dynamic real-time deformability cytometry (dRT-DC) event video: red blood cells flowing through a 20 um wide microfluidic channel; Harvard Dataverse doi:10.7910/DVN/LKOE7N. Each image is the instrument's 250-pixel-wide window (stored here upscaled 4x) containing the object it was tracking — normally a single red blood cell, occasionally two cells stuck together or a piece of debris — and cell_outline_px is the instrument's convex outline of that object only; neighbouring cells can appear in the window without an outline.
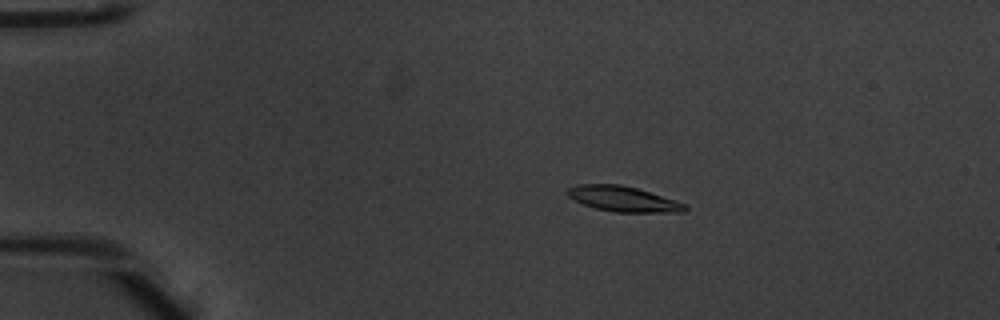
{"species": "common noctule bat (a hibernating species)", "species_latin": "Nyctalus noctula", "temperature_condition": "warm", "stored_images_in_passage": 51, "camera_frame_rate_fps": 3000, "um_per_image_px": 0.085, "animal": {"sex": "male", "body_mass_g": 20.1, "forearm_length_mm": 53.5}, "frame": {"image": 1, "passage_image": 10, "time_ms": 3.0, "image_size_px": [1000, 320], "cell_outline_px": [[688, 208], [684, 212], [616, 212], [596, 208], [584, 204], [568, 196], [564, 192], [568, 188], [576, 184], [620, 184], [636, 188], [676, 200], [688, 204]], "centroid_in_image_um": [52.98, 16.9], "position_along_channel_um": 32.0, "area_um2": 17.34}}
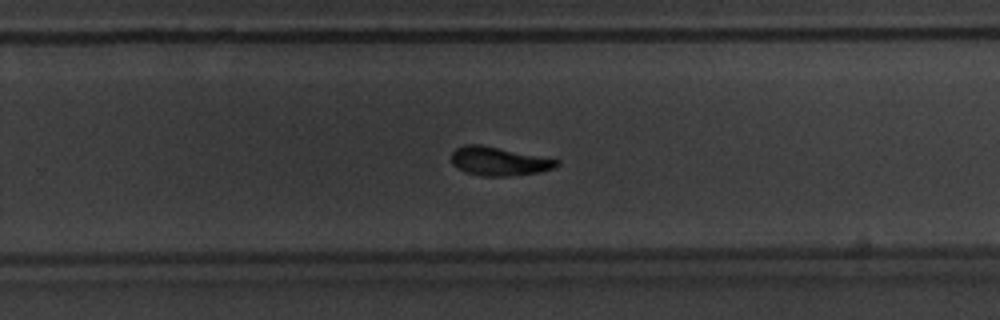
{"frame": {"image": 2, "passage_image": 34, "time_ms": 11.0, "image_size_px": [1000, 320], "cell_outline_px": [[560, 164], [552, 168], [536, 172], [508, 176], [484, 176], [468, 172], [456, 168], [452, 164], [452, 152], [456, 148], [464, 144], [480, 144], [560, 160]], "centroid_in_image_um": [42.37, 13.69], "position_along_channel_um": 287.4, "area_um2": 17.34}}
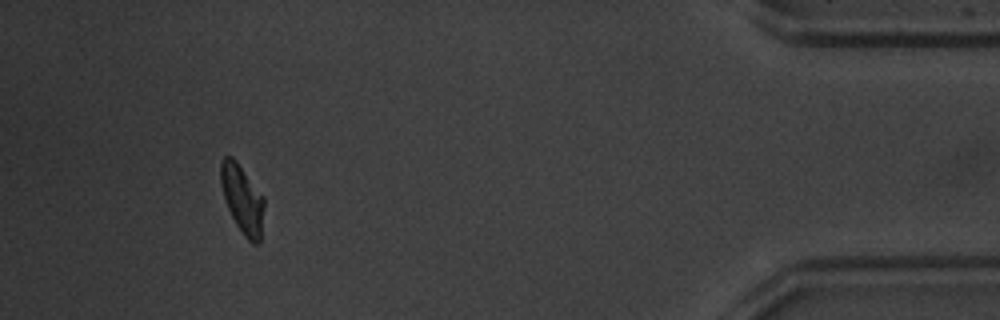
{"frame": {"image": 3, "passage_image": 48, "time_ms": 15.667, "image_size_px": [1000, 320], "cell_outline_px": [[264, 204], [260, 244], [252, 244], [244, 236], [236, 224], [224, 200], [220, 184], [220, 160], [224, 156], [232, 156], [236, 160], [264, 196]], "centroid_in_image_um": [20.59, 16.91], "position_along_channel_um": 414.6, "area_um2": 17.51}, "authors_computed_cell_mechanics": {"area_um2": 17.5712, "velocity_mm_per_s": 3.9433, "shape_relaxation_time_tau1_ms": 3.8881, "shape_relaxation_time_tau2_ms": 5.1141, "deformation_change_tau1": 0.1519, "deformation_change_tau2": 0.1163}}